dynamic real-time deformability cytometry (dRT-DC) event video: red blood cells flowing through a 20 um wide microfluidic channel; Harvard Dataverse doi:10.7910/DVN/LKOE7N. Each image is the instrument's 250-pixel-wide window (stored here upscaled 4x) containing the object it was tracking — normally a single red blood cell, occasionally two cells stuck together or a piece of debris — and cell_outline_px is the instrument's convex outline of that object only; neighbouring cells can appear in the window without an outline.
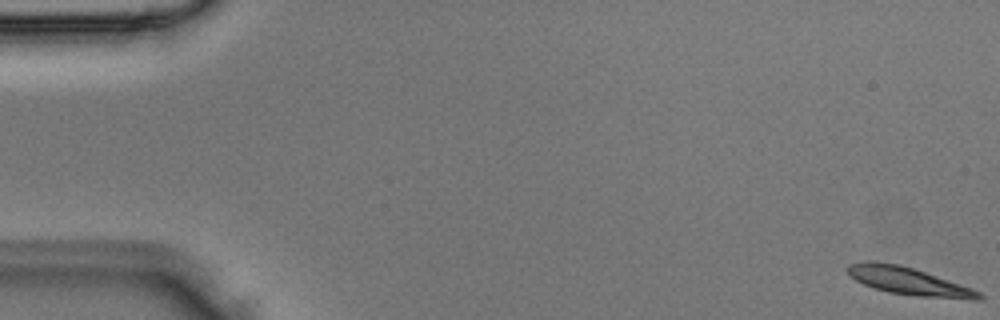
{"species": "Egyptian fruit bat (a non-hibernating species)", "species_latin": "Rousettus aegyptiacus", "temperature_condition": "room temperature", "stored_images_in_passage": 5, "camera_frame_rate_fps": 3000, "um_per_image_px": 0.085, "animal": {"sex": "male"}, "frame": {"image": 1, "passage_image": 1, "time_ms": 0.0, "image_size_px": [1000, 320], "cell_outline_px": [[984, 296], [980, 300], [972, 300], [920, 296], [888, 292], [864, 284], [856, 280], [848, 272], [848, 264], [864, 260], [872, 260], [900, 264], [972, 288], [980, 292]], "centroid_in_image_um": [77.24, 23.89], "position_along_channel_um": 7.8, "area_um2": 20.92}}
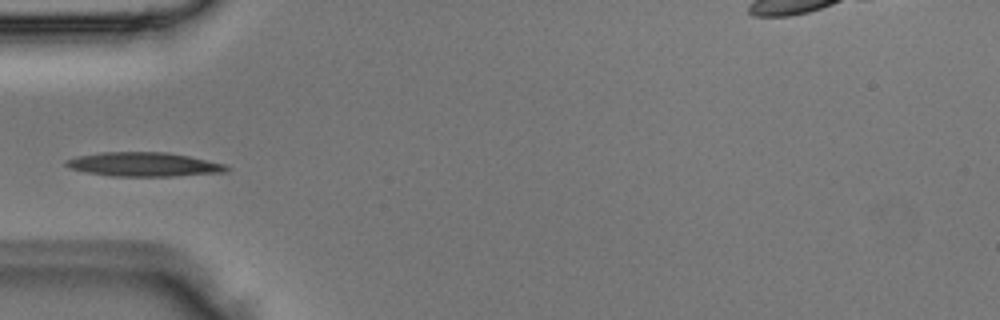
{"frame": {"image": 2, "passage_image": 5, "time_ms": 1.333, "image_size_px": [1000, 320], "cell_outline_px": [[232, 168], [228, 172], [176, 176], [112, 176], [88, 172], [68, 168], [64, 164], [64, 160], [76, 156], [100, 152], [168, 152], [188, 156], [224, 164]], "centroid_in_image_um": [12.22, 13.97], "position_along_channel_um": 72.8, "area_um2": 22.66}}